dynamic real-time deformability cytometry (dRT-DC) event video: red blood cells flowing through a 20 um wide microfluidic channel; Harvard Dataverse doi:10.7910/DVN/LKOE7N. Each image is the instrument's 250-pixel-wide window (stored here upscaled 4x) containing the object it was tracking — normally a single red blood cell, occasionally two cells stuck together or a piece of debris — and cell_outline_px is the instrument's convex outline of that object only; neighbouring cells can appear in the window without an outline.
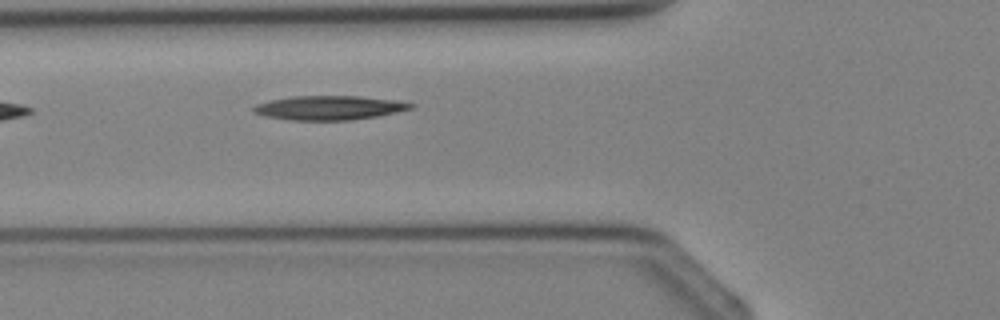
{"species": "Egyptian fruit bat (a non-hibernating species)", "species_latin": "Rousettus aegyptiacus", "temperature_condition": "cold", "stored_images_in_passage": 4, "camera_frame_rate_fps": 3000, "um_per_image_px": 0.085, "animal": {"sex": "female"}, "frame": {"image": 1, "passage_image": 4, "time_ms": 3.667, "image_size_px": [1000, 320], "cell_outline_px": [[416, 104], [412, 108], [396, 112], [376, 116], [352, 120], [292, 120], [268, 116], [252, 112], [252, 108], [256, 104], [268, 100], [288, 96], [360, 96], [396, 100]], "centroid_in_image_um": [27.96, 9.15], "position_along_channel_um": 97.8, "area_um2": 22.14}}